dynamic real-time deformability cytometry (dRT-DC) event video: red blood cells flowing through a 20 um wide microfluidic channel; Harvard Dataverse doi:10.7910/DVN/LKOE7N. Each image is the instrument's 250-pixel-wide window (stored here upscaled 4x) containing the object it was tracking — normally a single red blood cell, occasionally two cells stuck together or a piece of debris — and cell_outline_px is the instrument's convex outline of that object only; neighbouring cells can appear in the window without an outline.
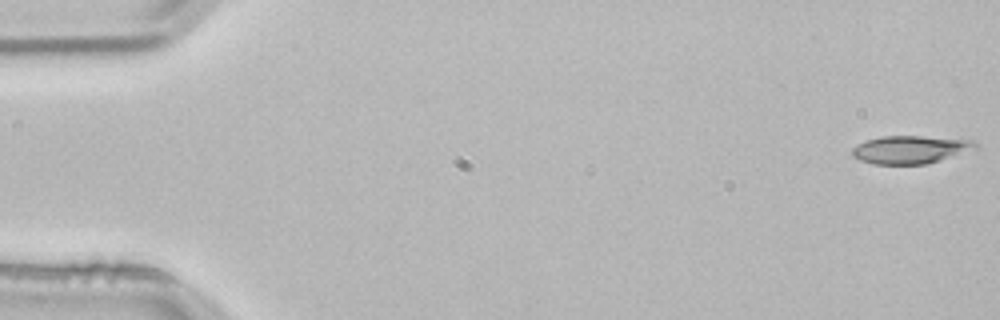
{"species": "common noctule bat (a hibernating species)", "species_latin": "Nyctalus noctula", "temperature_condition": "room temperature", "stored_images_in_passage": 3, "camera_frame_rate_fps": 3000, "um_per_image_px": 0.085, "animal": {"sex": "male", "body_mass_g": 21.5, "forearm_length_mm": 52.0}, "frame": {"image": 1, "passage_image": 1, "time_ms": 0.0, "image_size_px": [1000, 320], "cell_outline_px": [[980, 148], [928, 164], [872, 164], [860, 160], [852, 156], [852, 148], [856, 144], [864, 140], [880, 136], [920, 136], [972, 140]], "centroid_in_image_um": [77.36, 12.71], "position_along_channel_um": 7.6, "area_um2": 20.29}}